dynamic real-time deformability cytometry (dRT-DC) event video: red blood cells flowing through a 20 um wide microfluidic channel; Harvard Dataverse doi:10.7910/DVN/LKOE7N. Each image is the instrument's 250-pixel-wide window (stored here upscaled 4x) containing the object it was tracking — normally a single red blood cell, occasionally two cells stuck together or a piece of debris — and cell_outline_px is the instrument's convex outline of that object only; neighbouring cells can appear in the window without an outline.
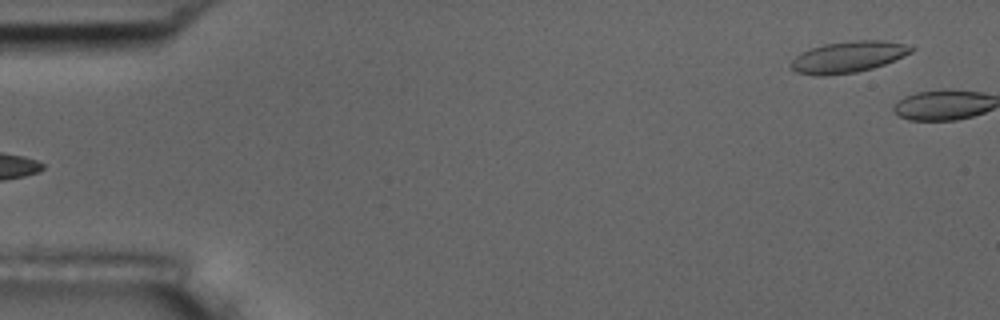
{"species": "common noctule bat (a hibernating species)", "species_latin": "Nyctalus noctula", "temperature_condition": "room temperature", "stored_images_in_passage": 5, "segment_of_instrument_passage": [2, 2], "camera_frame_rate_fps": 3000, "um_per_image_px": 0.085, "animal": {"sex": "male", "body_mass_g": 17.5, "forearm_length_mm": 52.3}, "frame": {"image": 1, "passage_image": 5, "time_ms": 5.667, "image_size_px": [1000, 320], "cell_outline_px": [[916, 48], [912, 52], [884, 64], [872, 68], [856, 72], [824, 76], [816, 76], [796, 72], [788, 64], [796, 56], [812, 48], [824, 44], [852, 40], [884, 40], [904, 44]], "centroid_in_image_um": [72.08, 4.84], "position_along_channel_um": 12.9, "area_um2": 21.85}}